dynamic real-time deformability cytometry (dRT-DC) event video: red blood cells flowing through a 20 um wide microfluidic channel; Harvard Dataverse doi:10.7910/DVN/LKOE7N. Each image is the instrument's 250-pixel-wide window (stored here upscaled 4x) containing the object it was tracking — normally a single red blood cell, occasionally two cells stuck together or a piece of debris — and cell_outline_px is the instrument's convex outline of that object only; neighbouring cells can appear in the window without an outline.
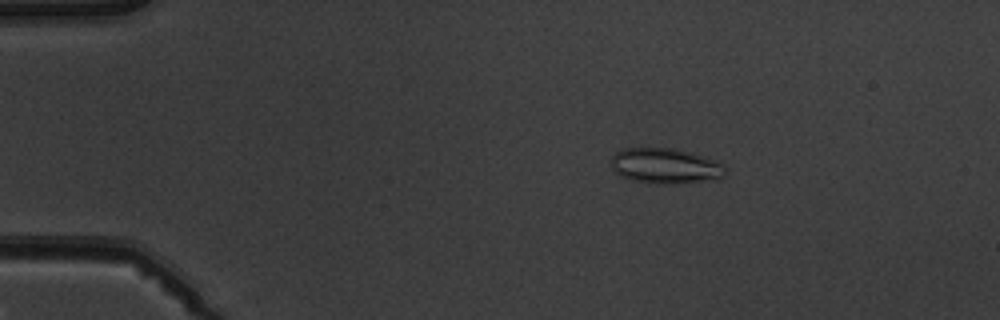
{"species": "common noctule bat (a hibernating species)", "species_latin": "Nyctalus noctula", "temperature_condition": "warm", "stored_images_in_passage": 4, "camera_frame_rate_fps": 3000, "um_per_image_px": 0.085, "animal": {"sex": "male", "body_mass_g": 19.5, "forearm_length_mm": 54.6}, "frame": {"image": 1, "passage_image": 2, "time_ms": 1.333, "image_size_px": [1000, 320], "cell_outline_px": [[728, 172], [724, 176], [716, 180], [668, 184], [656, 184], [632, 180], [620, 176], [612, 168], [612, 156], [620, 148], [676, 148], [692, 152], [716, 160]], "centroid_in_image_um": [56.57, 14.1], "position_along_channel_um": 28.4, "area_um2": 23.87}}
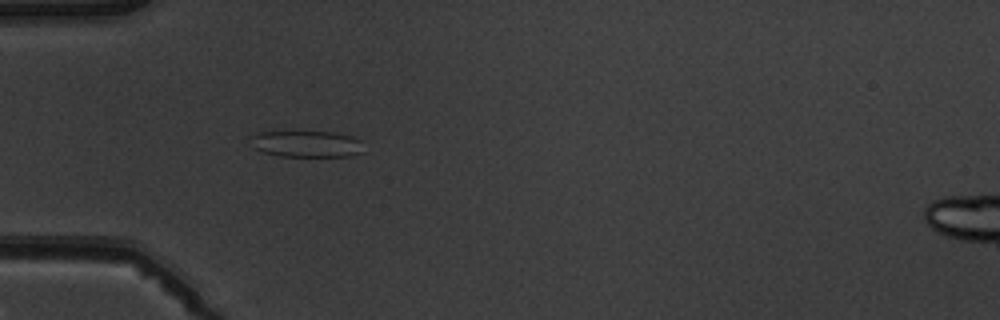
{"frame": {"image": 2, "passage_image": 4, "time_ms": 3.667, "image_size_px": [1000, 320], "cell_outline_px": [[364, 152], [348, 156], [280, 156], [264, 152], [256, 148], [248, 136], [260, 132], [336, 132], [352, 136], [360, 140]], "centroid_in_image_um": [26.09, 12.23], "position_along_channel_um": 58.9, "area_um2": 17.34}}